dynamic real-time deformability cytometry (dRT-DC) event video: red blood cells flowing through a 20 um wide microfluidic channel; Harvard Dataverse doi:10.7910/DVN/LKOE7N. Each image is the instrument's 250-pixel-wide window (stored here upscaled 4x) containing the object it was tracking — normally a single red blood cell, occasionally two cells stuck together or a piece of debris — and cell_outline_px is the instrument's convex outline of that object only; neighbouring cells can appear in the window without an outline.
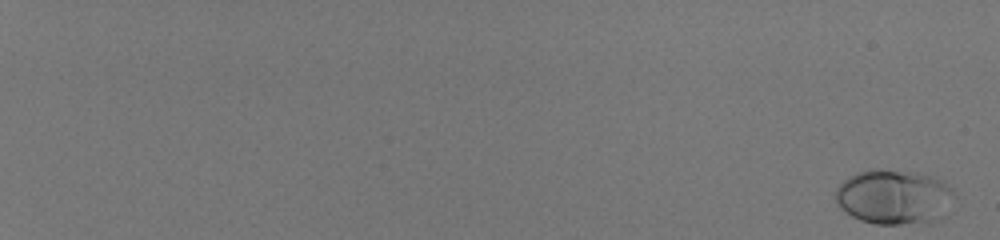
{"species": "human", "species_latin": "Homo sapiens", "temperature_condition": "room temperature", "stored_images_in_passage": 58, "camera_frame_rate_fps": 3000, "um_per_image_px": 0.085, "donor": {"sex": "male"}, "frame": {"image": 1, "passage_image": 2, "time_ms": 0.333, "image_size_px": [1000, 240], "cell_outline_px": [[956, 196], [928, 220], [900, 224], [876, 224], [860, 220], [852, 216], [840, 208], [836, 200], [836, 188], [848, 176], [856, 172], [872, 168], [876, 168], [912, 172], [932, 176], [944, 180], [952, 188]], "centroid_in_image_um": [75.88, 16.67], "position_along_channel_um": 9.1, "area_um2": 37.05}}
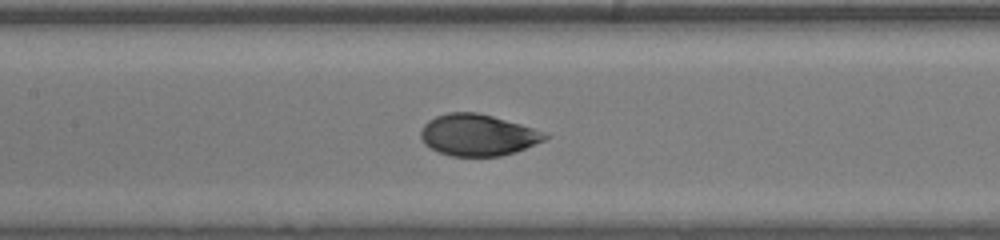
{"frame": {"image": 2, "passage_image": 35, "time_ms": 11.333, "image_size_px": [1000, 240], "cell_outline_px": [[552, 136], [544, 140], [516, 152], [500, 156], [452, 156], [440, 152], [424, 144], [420, 136], [420, 132], [424, 124], [428, 120], [436, 116], [448, 112], [476, 112], [492, 116], [548, 132]], "centroid_in_image_um": [40.63, 11.47], "position_along_channel_um": 166.8, "area_um2": 30.11}}
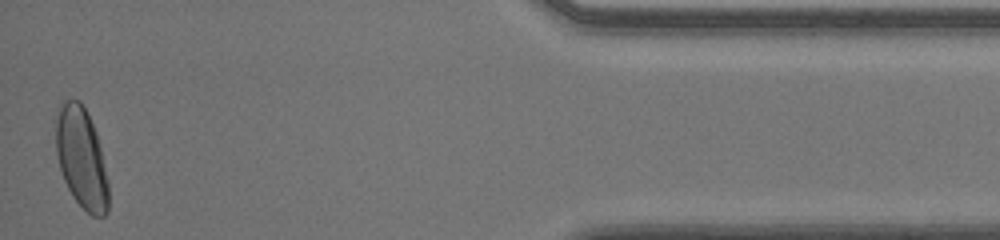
{"frame": {"image": 3, "passage_image": 58, "time_ms": 19.0, "image_size_px": [1000, 240], "cell_outline_px": [[108, 212], [104, 216], [92, 216], [72, 196], [64, 180], [60, 168], [56, 152], [56, 116], [60, 100], [80, 100], [96, 132], [100, 148], [108, 184]], "centroid_in_image_um": [6.9, 13.41], "position_along_channel_um": 428.3, "area_um2": 30.58}, "authors_computed_cell_mechanics": {"area_um2": 30.5762, "velocity_mm_per_s": 4.055, "shape_relaxation_time_tau1_ms": 3.0031, "shape_relaxation_time_tau2_ms": null, "deformation_change_tau1": 0.1577, "deformation_change_tau2": null}}